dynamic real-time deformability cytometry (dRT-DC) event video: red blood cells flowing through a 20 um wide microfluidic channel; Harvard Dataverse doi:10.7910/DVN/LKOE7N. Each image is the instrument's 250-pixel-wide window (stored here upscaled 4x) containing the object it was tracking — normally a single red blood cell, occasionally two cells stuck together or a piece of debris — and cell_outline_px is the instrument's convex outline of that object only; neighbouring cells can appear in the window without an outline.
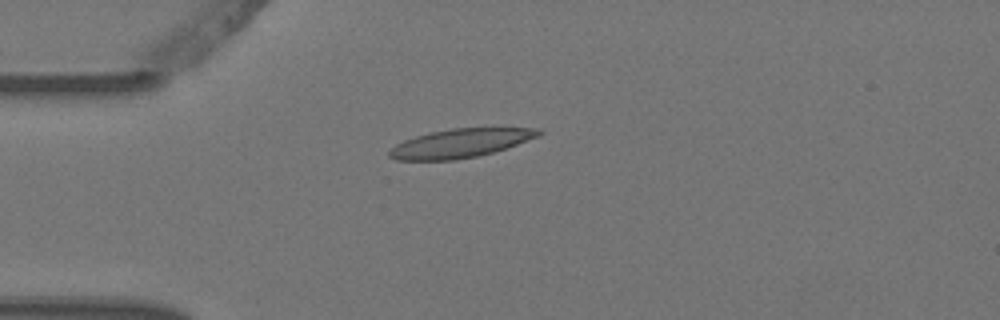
{"species": "Egyptian fruit bat (a non-hibernating species)", "species_latin": "Rousettus aegyptiacus", "temperature_condition": "warm", "stored_images_in_passage": 6, "camera_frame_rate_fps": 3000, "um_per_image_px": 0.085, "animal": {"sex": "female"}, "frame": {"image": 1, "passage_image": 4, "time_ms": 1.0, "image_size_px": [1000, 320], "cell_outline_px": [[544, 132], [540, 136], [492, 152], [476, 156], [456, 160], [396, 160], [388, 156], [388, 152], [396, 144], [404, 140], [416, 136], [432, 132], [452, 128], [540, 128]], "centroid_in_image_um": [39.13, 12.17], "position_along_channel_um": 45.9, "area_um2": 24.8}}
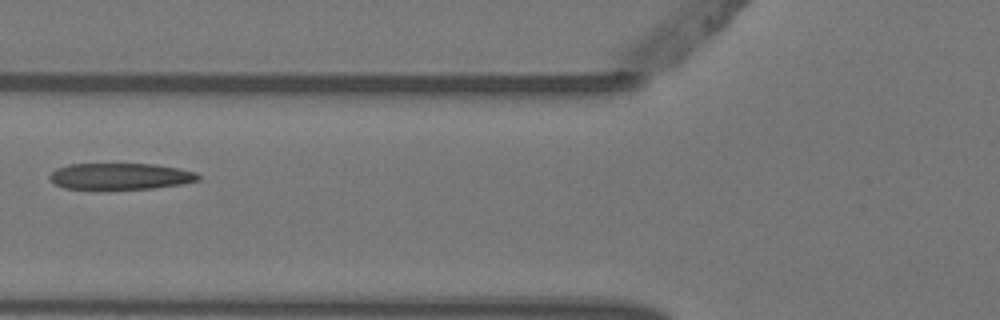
{"frame": {"image": 2, "passage_image": 6, "time_ms": 1.667, "image_size_px": [1000, 320], "cell_outline_px": [[200, 180], [180, 184], [152, 188], [64, 188], [56, 184], [48, 176], [56, 168], [68, 164], [152, 164], [180, 168], [196, 172], [200, 176]], "centroid_in_image_um": [10.25, 14.96], "position_along_channel_um": 115.5, "area_um2": 22.48}}